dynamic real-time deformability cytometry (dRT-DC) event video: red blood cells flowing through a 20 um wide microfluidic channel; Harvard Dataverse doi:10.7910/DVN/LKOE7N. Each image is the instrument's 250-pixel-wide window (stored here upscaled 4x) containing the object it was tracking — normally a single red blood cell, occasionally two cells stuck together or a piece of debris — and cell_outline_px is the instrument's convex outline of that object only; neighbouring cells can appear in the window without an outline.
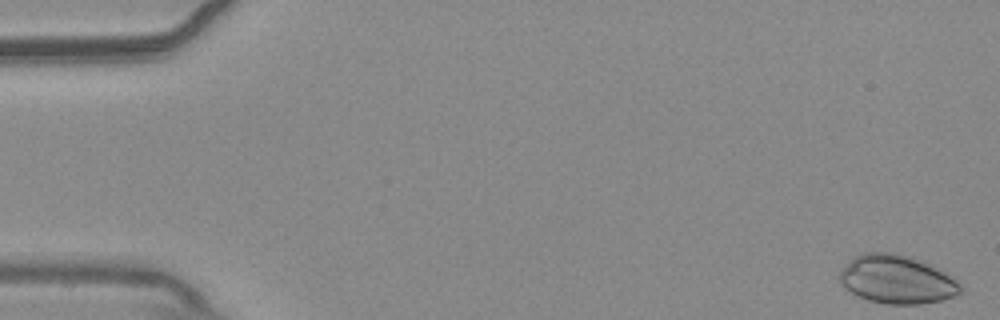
{"species": "common noctule bat (a hibernating species)", "species_latin": "Nyctalus noctula", "temperature_condition": "warm", "stored_images_in_passage": 54, "camera_frame_rate_fps": 3000, "um_per_image_px": 0.085, "animal": {"sex": "male", "body_mass_g": 20.4}, "frame": {"image": 1, "passage_image": 1, "time_ms": 0.0, "image_size_px": [1000, 320], "cell_outline_px": [[964, 292], [944, 300], [916, 304], [888, 304], [868, 300], [844, 288], [840, 284], [840, 272], [856, 256], [864, 252], [892, 252], [924, 260], [948, 272], [964, 288]], "centroid_in_image_um": [76.31, 23.75], "position_along_channel_um": 8.7, "area_um2": 34.39}}
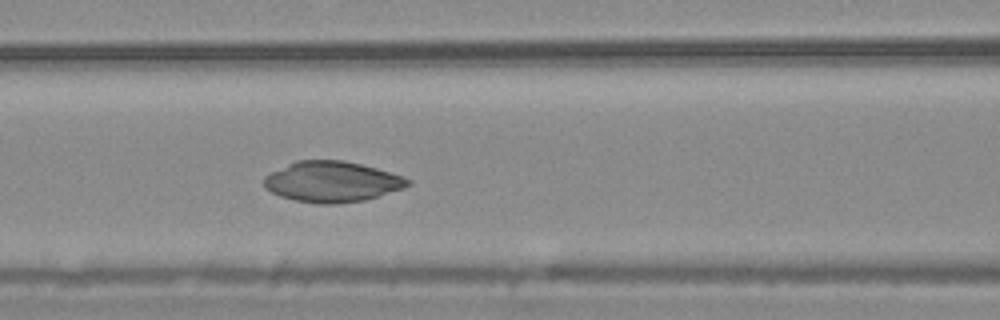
{"frame": {"image": 2, "passage_image": 23, "time_ms": 7.333, "image_size_px": [1000, 320], "cell_outline_px": [[412, 184], [404, 188], [380, 196], [364, 200], [340, 204], [316, 204], [292, 200], [280, 196], [264, 188], [264, 176], [296, 160], [344, 160], [376, 168], [404, 176], [412, 180]], "centroid_in_image_um": [28.24, 15.46], "position_along_channel_um": 138.4, "area_um2": 34.39}}
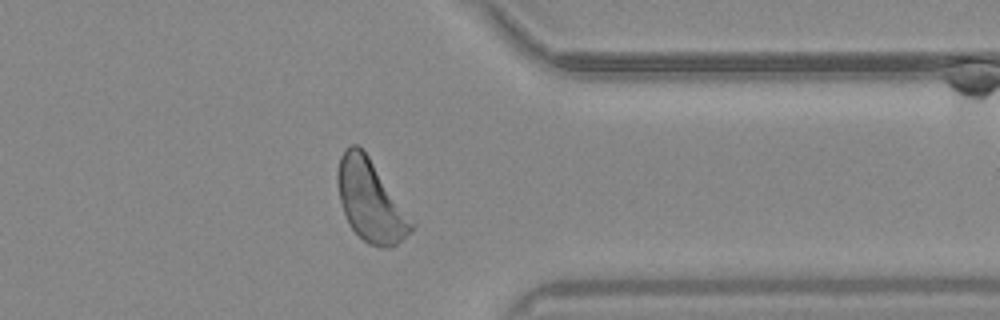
{"frame": {"image": 3, "passage_image": 43, "time_ms": 14.0, "image_size_px": [1000, 320], "cell_outline_px": [[416, 228], [412, 232], [396, 244], [388, 248], [380, 248], [368, 244], [348, 224], [340, 200], [336, 184], [336, 172], [340, 156], [344, 148], [348, 144], [356, 144], [368, 156], [416, 224]], "centroid_in_image_um": [31.48, 17.08], "position_along_channel_um": 379.9, "area_um2": 35.08}}